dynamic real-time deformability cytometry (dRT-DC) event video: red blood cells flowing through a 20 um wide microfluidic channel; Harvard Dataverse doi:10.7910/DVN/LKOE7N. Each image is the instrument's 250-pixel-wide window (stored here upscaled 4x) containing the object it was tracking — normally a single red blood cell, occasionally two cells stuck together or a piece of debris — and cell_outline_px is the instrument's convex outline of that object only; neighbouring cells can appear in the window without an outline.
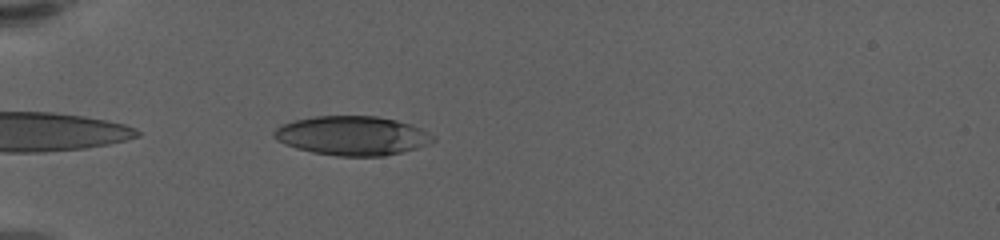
{"species": "human", "species_latin": "Homo sapiens", "temperature_condition": "warm", "stored_images_in_passage": 43, "camera_frame_rate_fps": 3000, "um_per_image_px": 0.085, "donor": {"sex": "female"}, "frame": {"image": 1, "passage_image": 2, "time_ms": 0.333, "image_size_px": [1000, 240], "cell_outline_px": [[436, 140], [428, 144], [416, 148], [384, 156], [336, 156], [312, 152], [296, 148], [284, 144], [276, 140], [272, 136], [272, 132], [276, 128], [284, 124], [296, 120], [316, 116], [376, 116], [396, 120], [420, 128], [436, 136]], "centroid_in_image_um": [29.93, 11.54], "position_along_channel_um": 55.1, "area_um2": 36.24}}
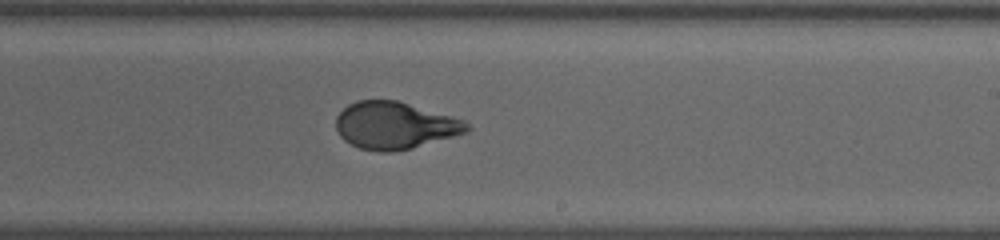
{"frame": {"image": 2, "passage_image": 21, "time_ms": 6.667, "image_size_px": [1000, 240], "cell_outline_px": [[472, 128], [468, 132], [412, 148], [392, 152], [376, 152], [360, 148], [344, 140], [340, 136], [336, 128], [336, 116], [348, 104], [356, 100], [396, 100], [464, 120]], "centroid_in_image_um": [33.54, 10.67], "position_along_channel_um": 255.5, "area_um2": 35.89}}
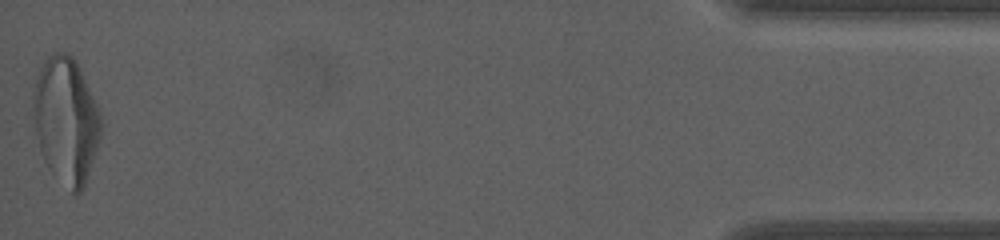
{"frame": {"image": 3, "passage_image": 43, "time_ms": 14.0, "image_size_px": [1000, 240], "cell_outline_px": [[100, 140], [88, 176], [80, 192], [76, 196], [72, 196], [48, 168], [40, 152], [36, 132], [32, 100], [36, 76], [44, 60], [52, 52], [68, 52], [72, 56], [100, 112]], "centroid_in_image_um": [5.59, 10.27], "position_along_channel_um": 429.6, "area_um2": 49.59}, "authors_computed_cell_mechanics": {"area_um2": 36.7608, "velocity_mm_per_s": 3.4704, "shape_relaxation_time_tau1_ms": 4.9038, "shape_relaxation_time_tau2_ms": null, "deformation_change_tau1": 0.2266, "deformation_change_tau2": null}}